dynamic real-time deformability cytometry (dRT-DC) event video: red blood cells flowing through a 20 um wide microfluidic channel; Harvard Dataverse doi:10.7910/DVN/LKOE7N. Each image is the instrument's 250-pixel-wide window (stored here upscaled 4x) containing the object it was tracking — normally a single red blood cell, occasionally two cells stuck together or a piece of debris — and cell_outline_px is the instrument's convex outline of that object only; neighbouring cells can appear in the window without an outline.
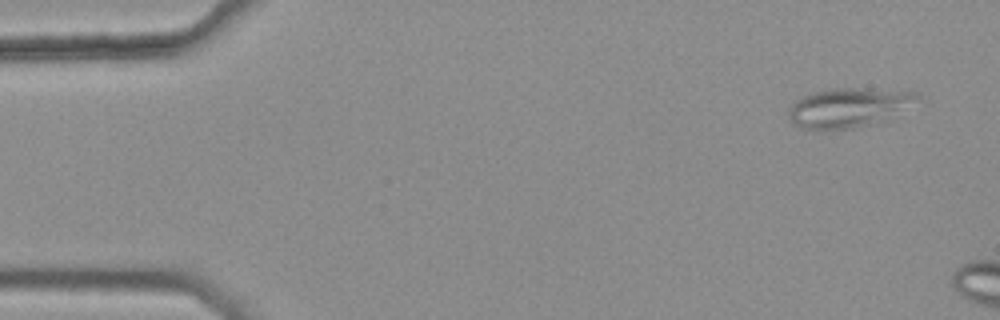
{"species": "common noctule bat (a hibernating species)", "species_latin": "Nyctalus noctula", "temperature_condition": "warm", "stored_images_in_passage": 3, "camera_frame_rate_fps": 3000, "um_per_image_px": 0.085, "animal": {"sex": "female", "body_mass_g": 25.1}, "frame": {"image": 1, "passage_image": 1, "time_ms": 0.0, "image_size_px": [1000, 320], "cell_outline_px": [[920, 96], [884, 120], [852, 128], [800, 128], [792, 124], [788, 112], [788, 108], [796, 100], [812, 92], [832, 88], [860, 88], [916, 92]], "centroid_in_image_um": [72.02, 9.12], "position_along_channel_um": 13.0, "area_um2": 28.5}}